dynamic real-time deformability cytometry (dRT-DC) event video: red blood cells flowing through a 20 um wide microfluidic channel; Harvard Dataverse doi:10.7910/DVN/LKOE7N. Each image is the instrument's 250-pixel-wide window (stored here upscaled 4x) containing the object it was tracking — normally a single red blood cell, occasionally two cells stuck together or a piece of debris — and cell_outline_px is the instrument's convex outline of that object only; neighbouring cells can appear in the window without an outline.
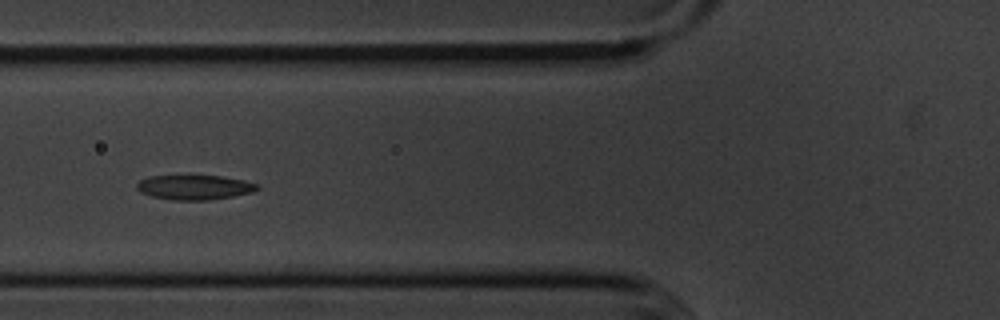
{"species": "common noctule bat (a hibernating species)", "species_latin": "Nyctalus noctula", "temperature_condition": "cold", "stored_images_in_passage": 9, "camera_frame_rate_fps": 3000, "um_per_image_px": 0.085, "animal": {"sex": "male", "body_mass_g": 20.1, "forearm_length_mm": 53.5}, "frame": {"image": 1, "passage_image": 2, "time_ms": 1.0, "image_size_px": [1000, 320], "cell_outline_px": [[260, 188], [252, 192], [232, 196], [208, 200], [172, 200], [152, 196], [140, 192], [136, 188], [136, 184], [140, 180], [148, 176], [220, 176], [244, 180], [256, 184]], "centroid_in_image_um": [16.5, 15.92], "position_along_channel_um": 109.3, "area_um2": 17.17}}
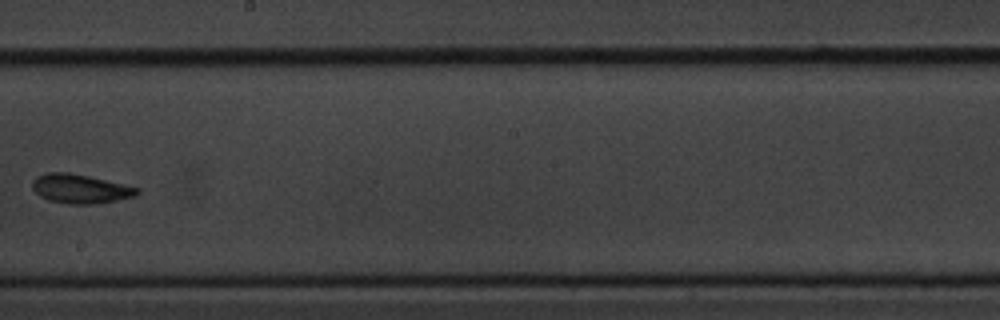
{"frame": {"image": 2, "passage_image": 5, "time_ms": 4.667, "image_size_px": [1000, 320], "cell_outline_px": [[140, 192], [132, 196], [116, 200], [92, 204], [68, 204], [48, 200], [40, 196], [32, 188], [32, 180], [36, 176], [44, 172], [68, 172], [88, 176], [140, 188]], "centroid_in_image_um": [6.76, 16.03], "position_along_channel_um": 241.4, "area_um2": 17.69}}
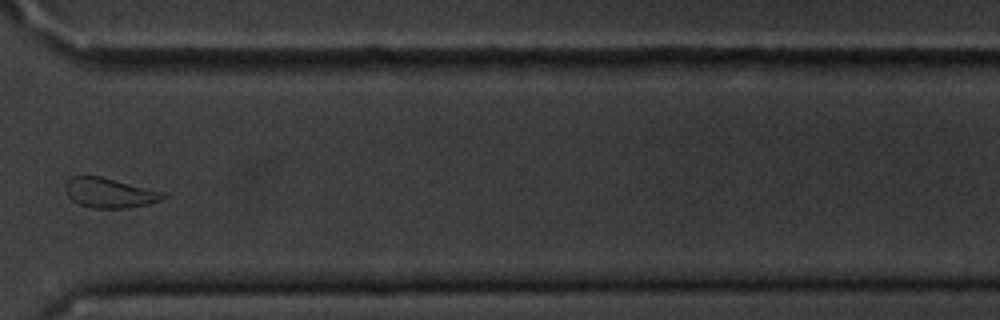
{"frame": {"image": 3, "passage_image": 8, "time_ms": 8.0, "image_size_px": [1000, 320], "cell_outline_px": [[168, 196], [160, 200], [148, 204], [128, 208], [92, 208], [80, 204], [72, 200], [68, 196], [64, 188], [64, 184], [72, 176], [100, 176], [168, 192]], "centroid_in_image_um": [9.35, 16.39], "position_along_channel_um": 361.2, "area_um2": 17.22}}